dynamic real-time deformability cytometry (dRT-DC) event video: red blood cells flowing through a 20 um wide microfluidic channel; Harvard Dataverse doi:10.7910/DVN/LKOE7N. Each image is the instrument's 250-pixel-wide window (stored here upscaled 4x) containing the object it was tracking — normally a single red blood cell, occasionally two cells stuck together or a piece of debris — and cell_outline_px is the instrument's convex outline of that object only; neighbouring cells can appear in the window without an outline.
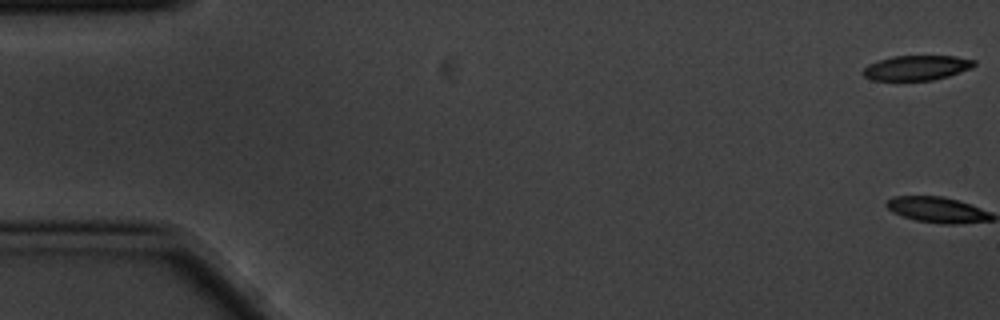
{"species": "common noctule bat (a hibernating species)", "species_latin": "Nyctalus noctula", "temperature_condition": "cold", "stored_images_in_passage": 7, "camera_frame_rate_fps": 3000, "um_per_image_px": 0.085, "animal": {"sex": "male", "body_mass_g": 20.1, "forearm_length_mm": 53.5}, "frame": {"image": 1, "passage_image": 1, "time_ms": 0.0, "image_size_px": [1000, 320], "cell_outline_px": [[976, 64], [972, 68], [948, 76], [932, 80], [872, 80], [864, 76], [860, 72], [868, 64], [892, 56], [956, 56], [976, 60]], "centroid_in_image_um": [77.92, 5.76], "position_along_channel_um": 7.1, "area_um2": 16.13}}